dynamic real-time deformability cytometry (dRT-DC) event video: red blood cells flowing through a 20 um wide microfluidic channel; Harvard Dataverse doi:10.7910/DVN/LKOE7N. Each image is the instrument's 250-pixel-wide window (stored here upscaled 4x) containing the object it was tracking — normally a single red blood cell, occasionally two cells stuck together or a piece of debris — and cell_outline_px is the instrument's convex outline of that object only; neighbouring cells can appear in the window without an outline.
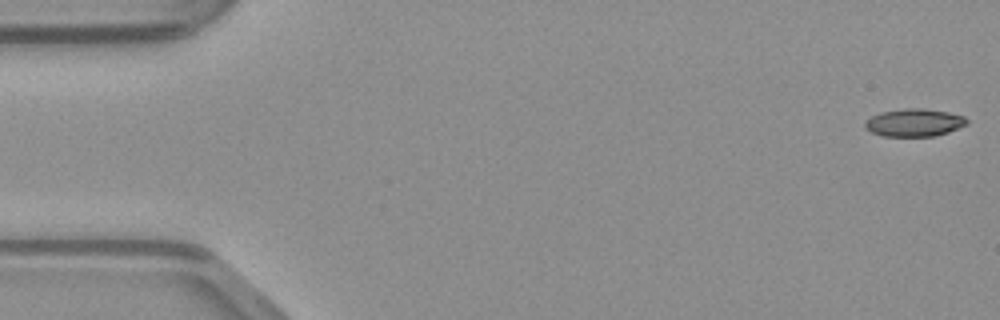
{"species": "common noctule bat (a hibernating species)", "species_latin": "Nyctalus noctula", "temperature_condition": "warm", "stored_images_in_passage": 48, "camera_frame_rate_fps": 3000, "um_per_image_px": 0.085, "animal": {"sex": "male", "body_mass_g": 23.1, "forearm_length_mm": 52.7}, "frame": {"image": 1, "passage_image": 1, "time_ms": 0.0, "image_size_px": [1000, 320], "cell_outline_px": [[968, 124], [948, 132], [936, 136], [880, 136], [864, 128], [864, 124], [872, 116], [880, 112], [904, 108], [924, 108], [948, 112], [964, 116], [968, 120]], "centroid_in_image_um": [77.72, 10.42], "position_along_channel_um": 7.3, "area_um2": 16.53}}
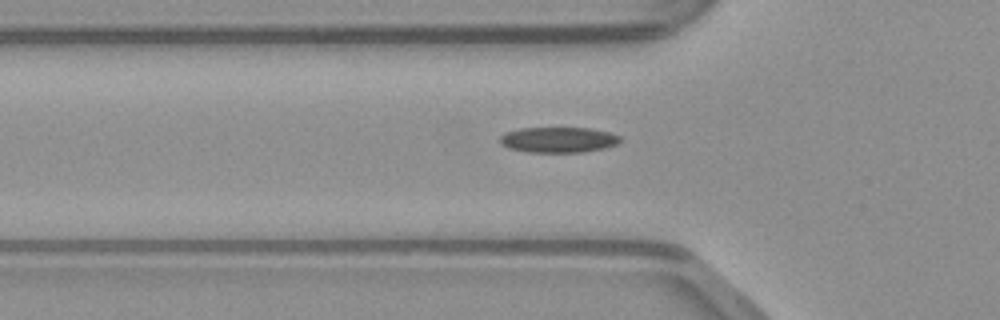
{"frame": {"image": 2, "passage_image": 16, "time_ms": 5.0, "image_size_px": [1000, 320], "cell_outline_px": [[620, 140], [616, 144], [604, 148], [580, 152], [528, 152], [508, 148], [500, 144], [500, 136], [504, 132], [520, 128], [588, 128], [608, 132], [620, 136]], "centroid_in_image_um": [47.4, 11.88], "position_along_channel_um": 78.4, "area_um2": 17.8}}
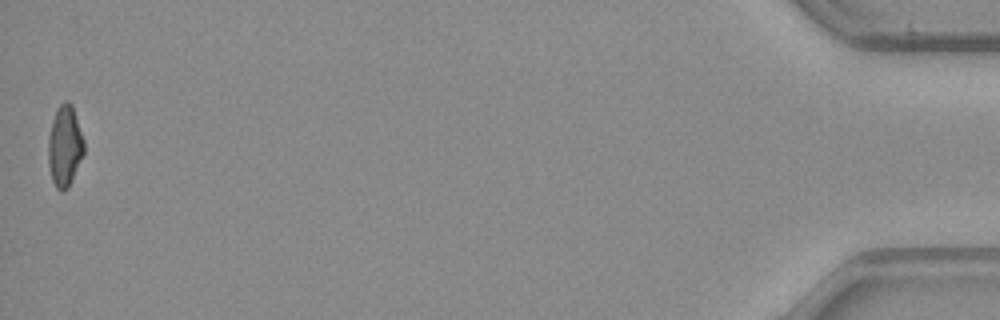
{"frame": {"image": 3, "passage_image": 48, "time_ms": 15.667, "image_size_px": [1000, 320], "cell_outline_px": [[84, 152], [72, 180], [68, 188], [64, 192], [60, 192], [56, 188], [52, 180], [48, 164], [48, 136], [52, 120], [56, 108], [64, 100], [68, 100], [72, 104], [84, 140]], "centroid_in_image_um": [5.49, 12.41], "position_along_channel_um": 429.7, "area_um2": 17.11}}